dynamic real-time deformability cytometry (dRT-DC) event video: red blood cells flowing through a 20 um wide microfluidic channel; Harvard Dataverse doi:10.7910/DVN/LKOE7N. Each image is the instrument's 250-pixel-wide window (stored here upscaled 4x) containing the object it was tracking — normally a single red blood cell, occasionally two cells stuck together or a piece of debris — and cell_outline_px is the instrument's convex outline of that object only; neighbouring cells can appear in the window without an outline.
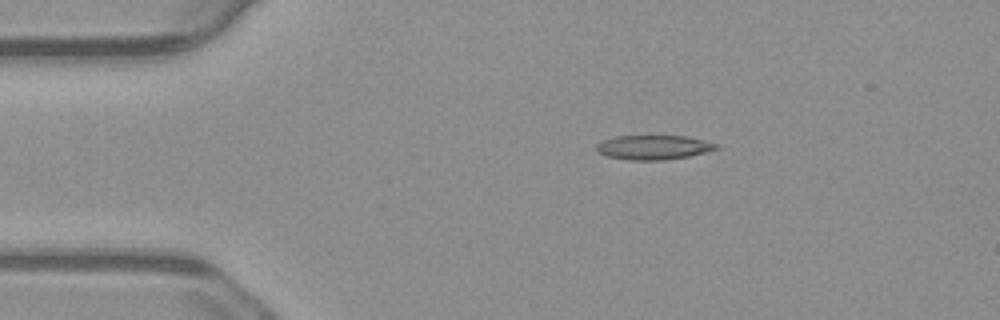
{"species": "common noctule bat (a hibernating species)", "species_latin": "Nyctalus noctula", "temperature_condition": "warm", "stored_images_in_passage": 48, "camera_frame_rate_fps": 3000, "um_per_image_px": 0.085, "animal": {"sex": "male", "body_mass_g": 23.1, "forearm_length_mm": 52.7}, "frame": {"image": 1, "passage_image": 3, "time_ms": 0.667, "image_size_px": [1000, 320], "cell_outline_px": [[720, 148], [688, 156], [664, 160], [632, 160], [608, 156], [600, 152], [596, 148], [596, 144], [604, 140], [616, 136], [688, 136], [704, 140], [716, 144]], "centroid_in_image_um": [55.56, 12.52], "position_along_channel_um": 29.4, "area_um2": 16.76}}
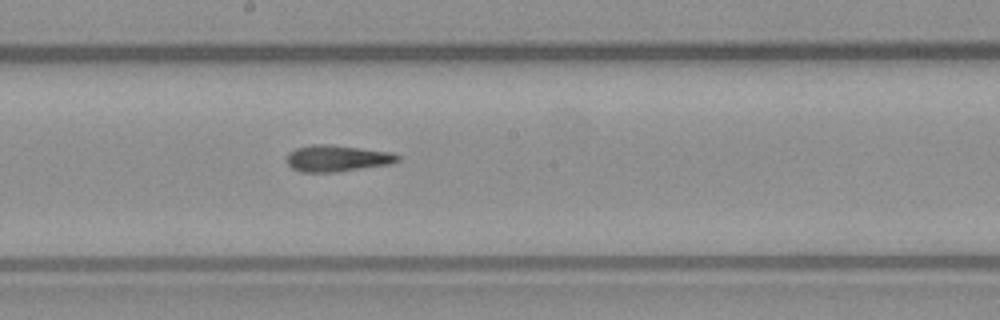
{"frame": {"image": 2, "passage_image": 22, "time_ms": 7.0, "image_size_px": [1000, 320], "cell_outline_px": [[400, 160], [392, 164], [336, 172], [300, 172], [292, 168], [284, 160], [288, 152], [296, 148], [312, 144], [328, 144], [392, 152], [400, 156]], "centroid_in_image_um": [28.63, 13.46], "position_along_channel_um": 219.6, "area_um2": 17.34}}
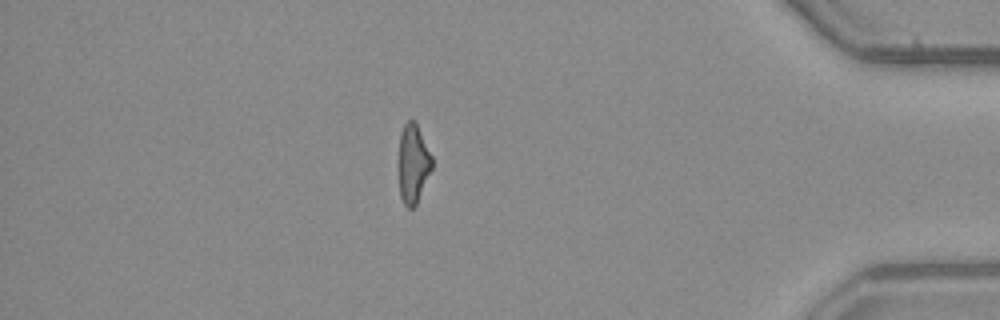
{"frame": {"image": 3, "passage_image": 40, "time_ms": 13.0, "image_size_px": [1000, 320], "cell_outline_px": [[432, 168], [416, 204], [412, 208], [408, 208], [404, 204], [400, 196], [400, 132], [404, 124], [408, 120], [416, 120], [432, 156]], "centroid_in_image_um": [35.13, 13.86], "position_along_channel_um": 400.1, "area_um2": 15.09}, "authors_computed_cell_mechanics": {"area_um2": 16.8487, "velocity_mm_per_s": 3.7615, "shape_relaxation_time_tau1_ms": null, "shape_relaxation_time_tau2_ms": 3.8414, "deformation_change_tau1": null, "deformation_change_tau2": 0.1419}}